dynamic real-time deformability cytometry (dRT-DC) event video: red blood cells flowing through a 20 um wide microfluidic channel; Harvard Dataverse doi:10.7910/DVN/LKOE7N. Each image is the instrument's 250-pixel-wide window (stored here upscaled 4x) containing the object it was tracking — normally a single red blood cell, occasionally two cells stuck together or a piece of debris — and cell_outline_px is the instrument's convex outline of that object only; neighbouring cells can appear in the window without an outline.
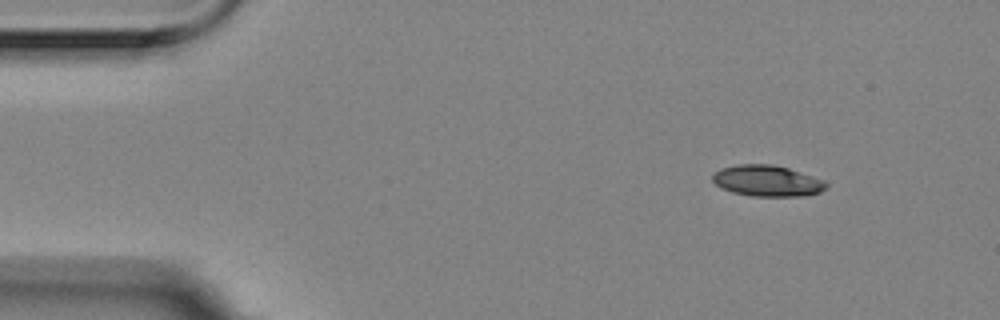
{"species": "Egyptian fruit bat (a non-hibernating species)", "species_latin": "Rousettus aegyptiacus", "temperature_condition": "room temperature", "stored_images_in_passage": 3, "camera_frame_rate_fps": 3000, "um_per_image_px": 0.085, "animal": {"sex": "female"}, "frame": {"image": 1, "passage_image": 1, "time_ms": 0.0, "image_size_px": [1000, 320], "cell_outline_px": [[828, 188], [820, 192], [804, 196], [752, 196], [732, 192], [716, 184], [712, 180], [712, 176], [720, 168], [736, 164], [772, 164], [788, 168], [824, 180], [828, 184]], "centroid_in_image_um": [65.23, 15.37], "position_along_channel_um": 19.8, "area_um2": 20.58}}